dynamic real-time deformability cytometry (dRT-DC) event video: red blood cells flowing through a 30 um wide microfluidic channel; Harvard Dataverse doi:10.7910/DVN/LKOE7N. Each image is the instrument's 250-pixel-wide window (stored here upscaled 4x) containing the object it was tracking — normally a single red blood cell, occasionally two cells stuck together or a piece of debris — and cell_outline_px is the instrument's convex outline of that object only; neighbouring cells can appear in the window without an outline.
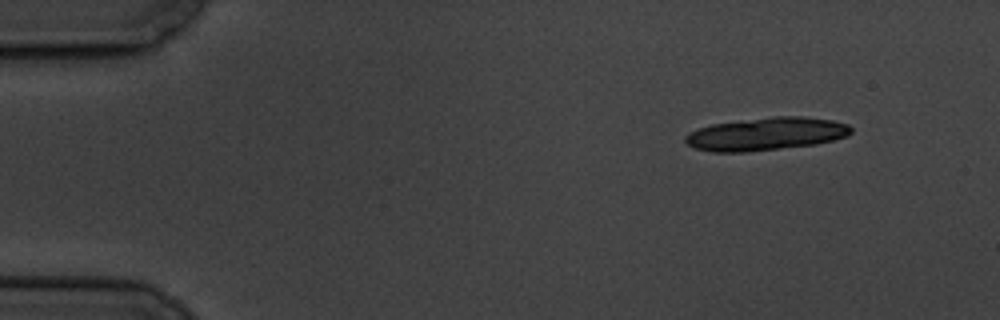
{"species": "common noctule bat (a hibernating species)", "species_latin": "Nyctalus noctula", "temperature_condition": "cold", "stored_images_in_passage": 10, "segment_of_instrument_passage": [1, 2], "camera_frame_rate_fps": 3000, "um_per_image_px": 0.085, "animal": {"sex": "male", "body_mass_g": 19.5, "forearm_length_mm": 54.6}, "frame": {"image": 1, "passage_image": 1, "time_ms": 0.0, "image_size_px": [1000, 320], "cell_outline_px": [[852, 132], [848, 136], [816, 144], [748, 152], [712, 152], [696, 148], [688, 144], [684, 140], [684, 136], [688, 132], [712, 124], [772, 116], [804, 116], [832, 120], [848, 124], [852, 128]], "centroid_in_image_um": [65.13, 11.38], "position_along_channel_um": 19.9, "area_um2": 31.85}}